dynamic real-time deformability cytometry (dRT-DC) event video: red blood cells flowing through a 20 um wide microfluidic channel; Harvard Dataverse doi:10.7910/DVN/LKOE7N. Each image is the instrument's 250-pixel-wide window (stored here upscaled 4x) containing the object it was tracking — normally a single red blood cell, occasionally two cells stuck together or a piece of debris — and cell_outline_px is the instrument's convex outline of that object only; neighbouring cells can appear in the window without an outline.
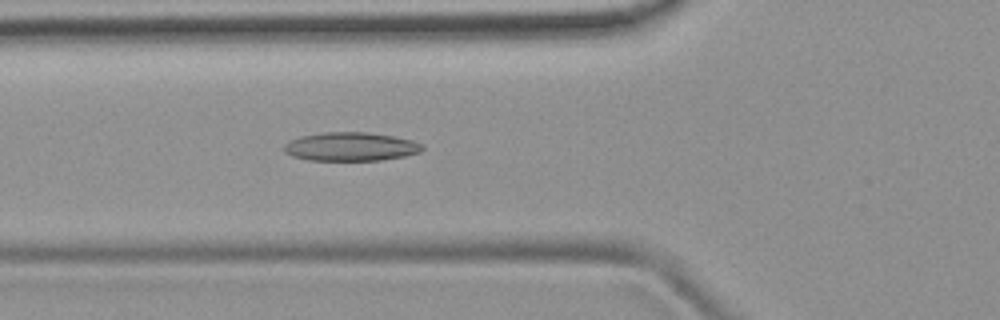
{"species": "common noctule bat (a hibernating species)", "species_latin": "Nyctalus noctula", "temperature_condition": "room temperature", "stored_images_in_passage": 50, "camera_frame_rate_fps": 3000, "um_per_image_px": 0.085, "animal": {"sex": "female", "body_mass_g": 19.9}, "frame": {"image": 1, "passage_image": 18, "time_ms": 5.667, "image_size_px": [1000, 320], "cell_outline_px": [[424, 148], [420, 152], [404, 156], [380, 160], [308, 160], [292, 156], [284, 152], [284, 144], [288, 140], [300, 136], [324, 132], [368, 132], [392, 136], [412, 140], [424, 144]], "centroid_in_image_um": [29.79, 12.46], "position_along_channel_um": 96.0, "area_um2": 23.18}}
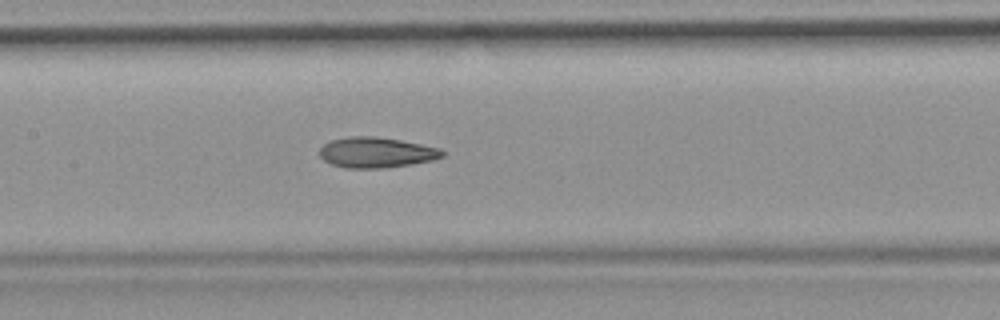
{"frame": {"image": 2, "passage_image": 24, "time_ms": 7.667, "image_size_px": [1000, 320], "cell_outline_px": [[444, 156], [432, 160], [412, 164], [384, 168], [344, 168], [332, 164], [324, 160], [320, 156], [320, 148], [324, 144], [332, 140], [348, 136], [376, 136], [400, 140], [440, 148], [444, 152]], "centroid_in_image_um": [31.98, 12.96], "position_along_channel_um": 175.4, "area_um2": 21.79}}
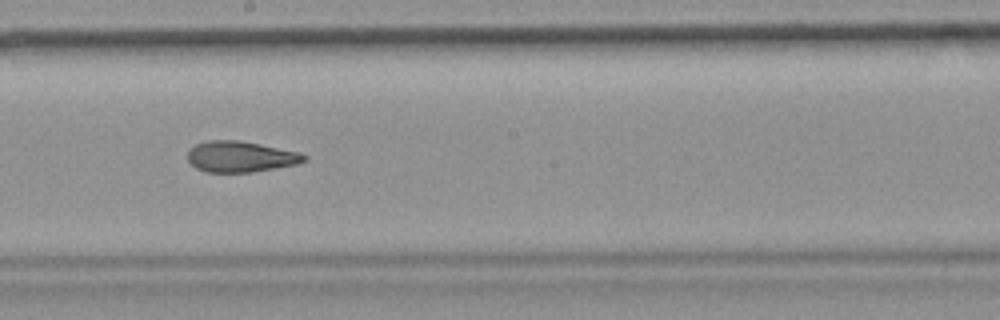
{"frame": {"image": 3, "passage_image": 28, "time_ms": 9.0, "image_size_px": [1000, 320], "cell_outline_px": [[308, 160], [296, 164], [252, 172], [208, 172], [196, 168], [188, 160], [188, 148], [196, 144], [208, 140], [240, 140], [300, 152], [308, 156]], "centroid_in_image_um": [20.45, 13.3], "position_along_channel_um": 227.7, "area_um2": 21.04}, "authors_computed_cell_mechanics": {"area_um2": 21.9062, "velocity_mm_per_s": 3.9558, "shape_relaxation_time_tau1_ms": null, "shape_relaxation_time_tau2_ms": 3.1903, "deformation_change_tau1": null, "deformation_change_tau2": 0.1165}}